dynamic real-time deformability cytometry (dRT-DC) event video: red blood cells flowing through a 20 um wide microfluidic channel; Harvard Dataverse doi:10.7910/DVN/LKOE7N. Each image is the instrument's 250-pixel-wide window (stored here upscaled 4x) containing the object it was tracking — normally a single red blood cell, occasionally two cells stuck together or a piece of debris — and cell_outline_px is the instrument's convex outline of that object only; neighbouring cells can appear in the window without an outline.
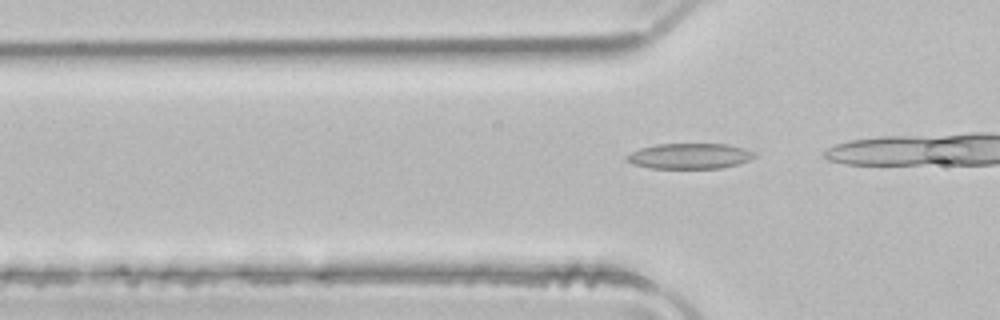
{"species": "common noctule bat (a hibernating species)", "species_latin": "Nyctalus noctula", "temperature_condition": "room temperature", "stored_images_in_passage": 5, "camera_frame_rate_fps": 3000, "um_per_image_px": 0.085, "animal": {"sex": "male", "body_mass_g": 21.5, "forearm_length_mm": 52.0}, "frame": {"image": 1, "passage_image": 5, "time_ms": 1.333, "image_size_px": [1000, 320], "cell_outline_px": [[756, 156], [752, 160], [720, 168], [652, 168], [632, 164], [624, 156], [640, 148], [656, 144], [728, 144], [744, 148], [752, 152]], "centroid_in_image_um": [58.62, 13.26], "position_along_channel_um": 67.2, "area_um2": 18.9}}